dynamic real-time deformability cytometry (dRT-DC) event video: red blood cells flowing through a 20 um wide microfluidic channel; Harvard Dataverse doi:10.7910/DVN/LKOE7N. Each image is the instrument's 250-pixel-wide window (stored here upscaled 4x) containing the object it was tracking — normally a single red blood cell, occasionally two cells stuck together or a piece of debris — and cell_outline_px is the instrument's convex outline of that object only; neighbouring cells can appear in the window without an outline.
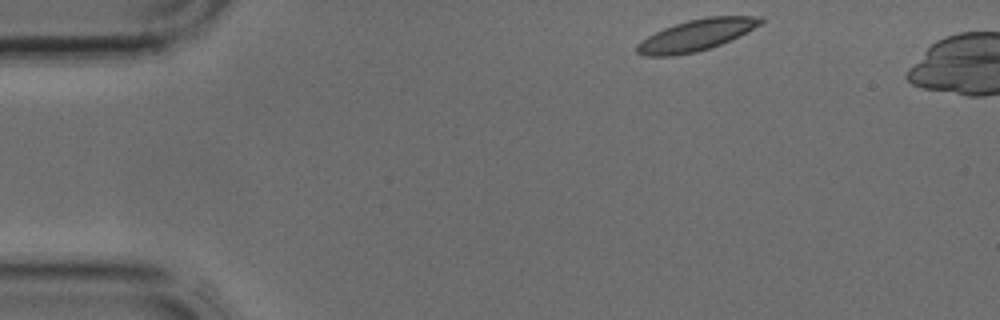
{"species": "common noctule bat (a hibernating species)", "species_latin": "Nyctalus noctula", "temperature_condition": "cold", "stored_images_in_passage": 3, "camera_frame_rate_fps": 3000, "um_per_image_px": 0.085, "animal": {"sex": "male", "body_mass_g": 17.9, "forearm_length_mm": 54.2}, "frame": {"image": 1, "passage_image": 1, "time_ms": 0.0, "image_size_px": [1000, 320], "cell_outline_px": [[764, 20], [760, 24], [720, 44], [696, 52], [672, 56], [644, 56], [636, 52], [636, 44], [640, 40], [664, 28], [688, 20], [704, 16], [764, 16]], "centroid_in_image_um": [59.12, 2.98], "position_along_channel_um": 25.9, "area_um2": 22.31}}